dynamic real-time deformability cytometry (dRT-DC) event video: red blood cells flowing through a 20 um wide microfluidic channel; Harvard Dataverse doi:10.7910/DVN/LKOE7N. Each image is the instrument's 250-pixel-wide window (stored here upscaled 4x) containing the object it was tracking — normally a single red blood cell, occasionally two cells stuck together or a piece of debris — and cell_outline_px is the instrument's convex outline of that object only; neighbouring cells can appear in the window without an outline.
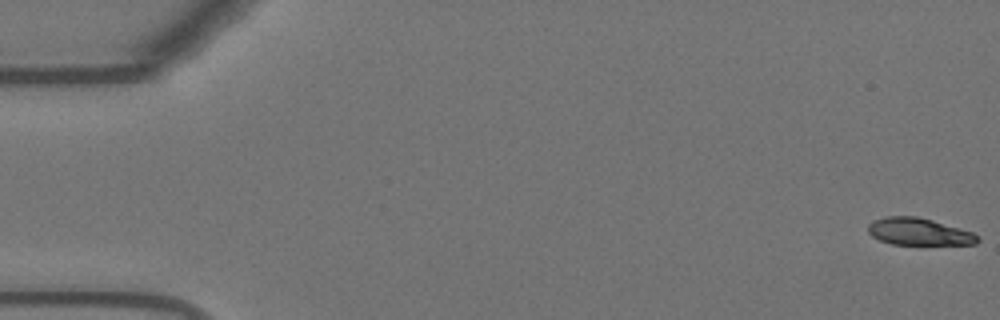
{"species": "Egyptian fruit bat (a non-hibernating species)", "species_latin": "Rousettus aegyptiacus", "temperature_condition": "warm", "stored_images_in_passage": 55, "camera_frame_rate_fps": 3000, "um_per_image_px": 0.085, "animal": {"sex": "female"}, "frame": {"image": 1, "passage_image": 1, "time_ms": 0.0, "image_size_px": [1000, 320], "cell_outline_px": [[980, 240], [976, 244], [892, 244], [880, 240], [872, 236], [868, 232], [868, 224], [872, 220], [884, 216], [916, 216], [932, 220], [972, 232], [980, 236]], "centroid_in_image_um": [78.08, 19.68], "position_along_channel_um": 6.9, "area_um2": 17.28}}
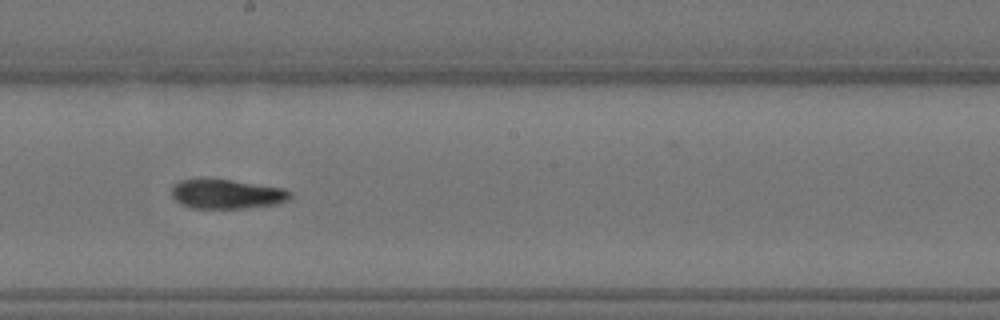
{"frame": {"image": 2, "passage_image": 31, "time_ms": 10.0, "image_size_px": [1000, 320], "cell_outline_px": [[292, 200], [280, 204], [244, 208], [192, 208], [180, 204], [172, 196], [172, 188], [180, 180], [200, 176], [232, 180], [284, 188], [292, 192]], "centroid_in_image_um": [19.3, 16.47], "position_along_channel_um": 228.9, "area_um2": 21.04}}
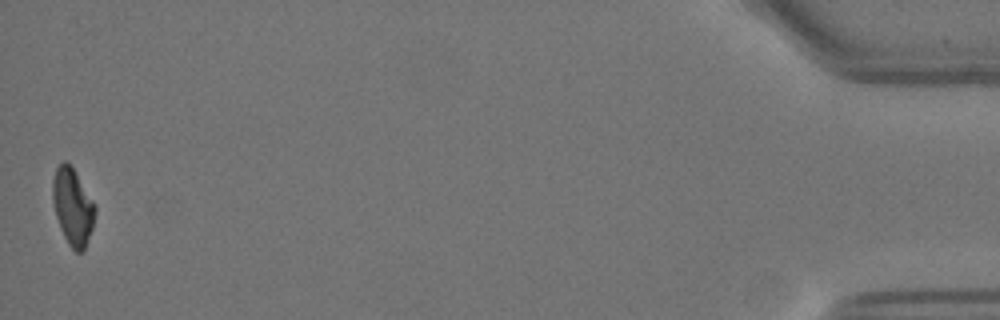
{"frame": {"image": 3, "passage_image": 55, "time_ms": 18.0, "image_size_px": [1000, 320], "cell_outline_px": [[96, 212], [92, 228], [84, 252], [76, 252], [68, 244], [60, 228], [56, 216], [52, 200], [52, 180], [56, 168], [64, 160], [72, 168], [96, 204]], "centroid_in_image_um": [6.18, 17.6], "position_along_channel_um": 429.0, "area_um2": 18.96}, "authors_computed_cell_mechanics": {"area_um2": 20.4612, "velocity_mm_per_s": 3.6859, "shape_relaxation_time_tau1_ms": null, "shape_relaxation_time_tau2_ms": 6.0118, "deformation_change_tau1": null, "deformation_change_tau2": 0.1161}}